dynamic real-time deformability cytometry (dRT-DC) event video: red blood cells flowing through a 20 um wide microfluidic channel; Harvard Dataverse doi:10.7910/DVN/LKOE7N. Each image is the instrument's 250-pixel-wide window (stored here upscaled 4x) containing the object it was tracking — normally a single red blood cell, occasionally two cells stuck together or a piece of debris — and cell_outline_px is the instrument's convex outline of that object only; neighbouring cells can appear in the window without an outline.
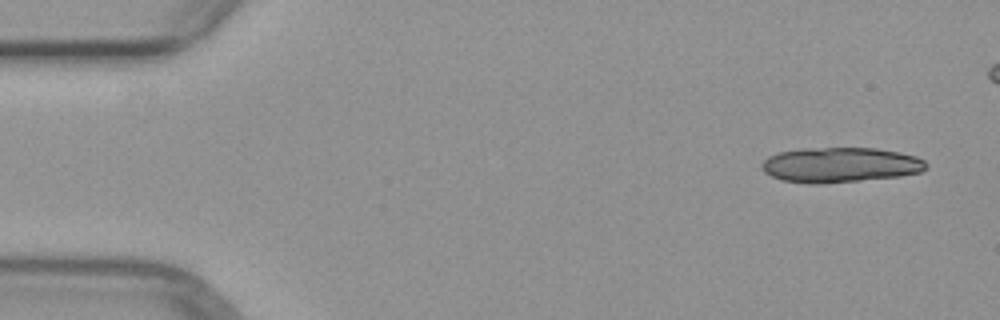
{"species": "common noctule bat (a hibernating species)", "species_latin": "Nyctalus noctula", "temperature_condition": "warm", "stored_images_in_passage": 6, "camera_frame_rate_fps": 3000, "um_per_image_px": 0.085, "animal": {"sex": "female", "body_mass_g": 29.2, "forearm_length_mm": 56.3}, "frame": {"image": 1, "passage_image": 1, "time_ms": 0.0, "image_size_px": [1000, 320], "cell_outline_px": [[928, 168], [920, 172], [900, 176], [820, 184], [808, 184], [780, 180], [764, 172], [760, 168], [760, 164], [768, 156], [780, 152], [804, 148], [876, 148], [900, 152], [916, 156], [924, 160], [928, 164]], "centroid_in_image_um": [71.41, 14.02], "position_along_channel_um": 13.6, "area_um2": 33.81}}
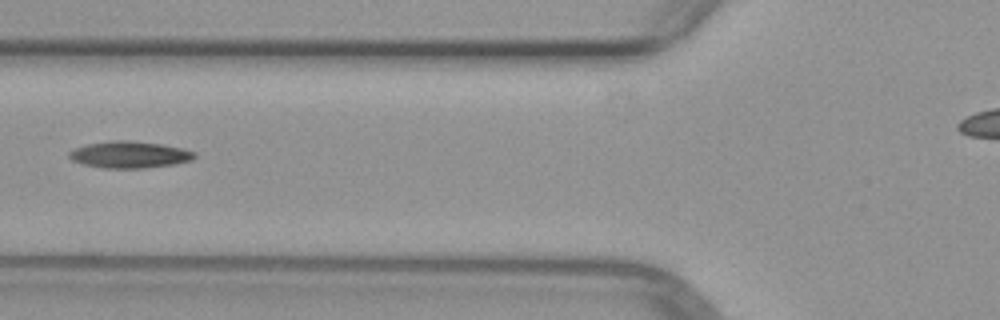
{"frame": {"image": 2, "passage_image": 5, "time_ms": 5.667, "image_size_px": [1000, 320], "cell_outline_px": [[196, 156], [192, 160], [176, 164], [144, 168], [100, 168], [84, 164], [72, 160], [68, 156], [68, 152], [76, 148], [88, 144], [116, 140], [128, 140], [160, 144], [184, 148], [196, 152]], "centroid_in_image_um": [11.04, 13.15], "position_along_channel_um": 114.8, "area_um2": 19.54}}
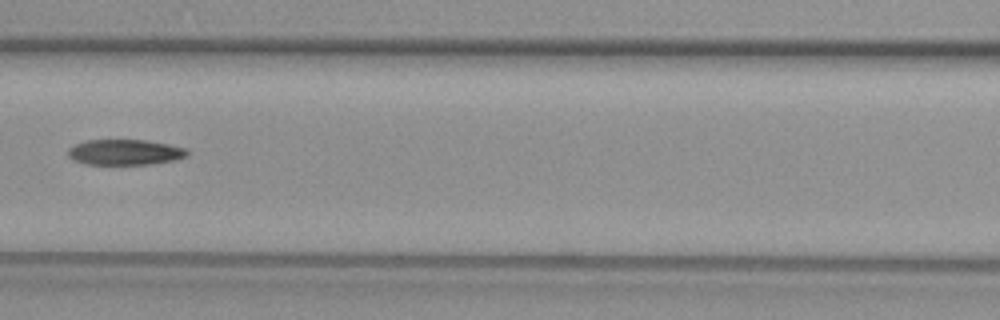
{"frame": {"image": 3, "passage_image": 6, "time_ms": 6.667, "image_size_px": [1000, 320], "cell_outline_px": [[188, 156], [176, 160], [152, 164], [84, 164], [72, 160], [68, 156], [68, 148], [76, 144], [88, 140], [144, 140], [168, 144], [188, 148]], "centroid_in_image_um": [10.64, 12.94], "position_along_channel_um": 156.0, "area_um2": 17.86}}